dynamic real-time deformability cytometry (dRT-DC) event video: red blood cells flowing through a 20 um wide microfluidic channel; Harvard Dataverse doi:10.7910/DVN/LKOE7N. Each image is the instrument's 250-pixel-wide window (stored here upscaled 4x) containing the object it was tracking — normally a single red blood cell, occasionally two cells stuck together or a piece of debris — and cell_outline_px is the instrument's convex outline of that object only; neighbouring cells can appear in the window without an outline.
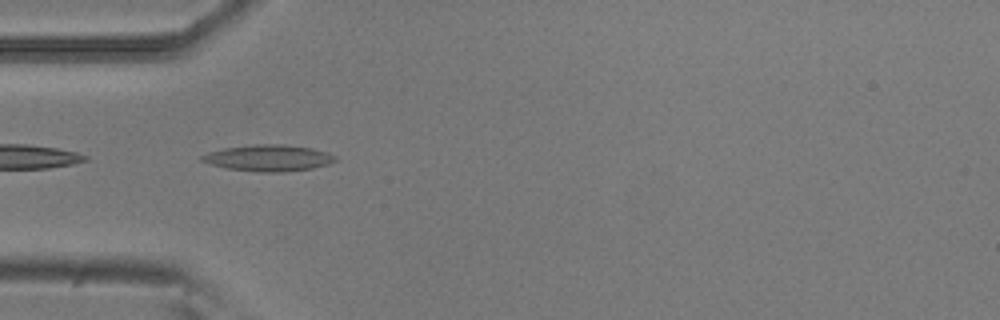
{"species": "common noctule bat (a hibernating species)", "species_latin": "Nyctalus noctula", "temperature_condition": "room temperature", "stored_images_in_passage": 30, "camera_frame_rate_fps": 3000, "um_per_image_px": 0.085, "animal": {"sex": "male", "body_mass_g": 20.5, "forearm_length_mm": 52.5}, "frame": {"image": 1, "passage_image": 5, "time_ms": 1.333, "image_size_px": [1000, 320], "cell_outline_px": [[336, 160], [328, 164], [312, 168], [284, 172], [260, 172], [228, 168], [212, 164], [200, 160], [200, 156], [208, 152], [224, 148], [252, 144], [280, 144], [312, 148], [328, 152], [336, 156]], "centroid_in_image_um": [22.83, 13.42], "position_along_channel_um": 62.2, "area_um2": 20.4}}
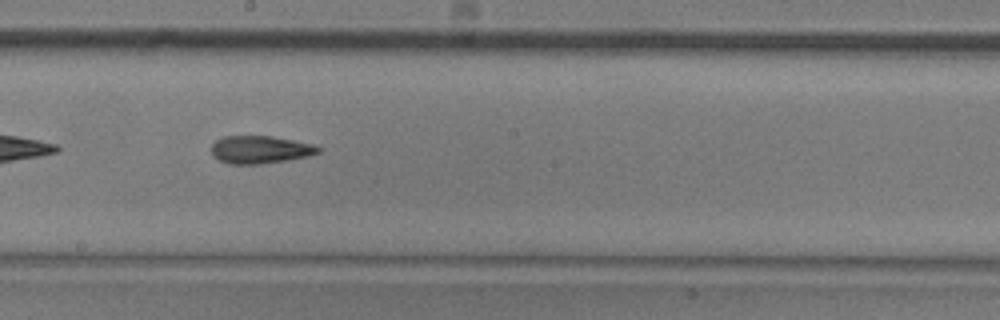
{"frame": {"image": 2, "passage_image": 18, "time_ms": 5.667, "image_size_px": [1000, 320], "cell_outline_px": [[320, 152], [308, 156], [288, 160], [260, 164], [228, 164], [212, 156], [212, 144], [216, 140], [224, 136], [272, 136], [312, 144], [320, 148]], "centroid_in_image_um": [22.09, 12.72], "position_along_channel_um": 226.1, "area_um2": 17.22}}
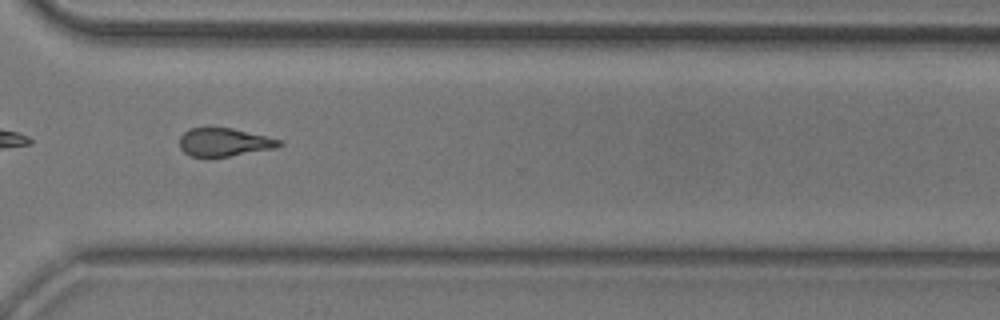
{"frame": {"image": 3, "passage_image": 28, "time_ms": 9.0, "image_size_px": [1000, 320], "cell_outline_px": [[284, 144], [276, 148], [208, 160], [192, 156], [184, 152], [180, 148], [180, 136], [184, 132], [192, 128], [208, 124], [232, 128], [284, 140]], "centroid_in_image_um": [19.04, 12.08], "position_along_channel_um": 351.6, "area_um2": 17.46}, "authors_computed_cell_mechanics": {"area_um2": 17.4556, "velocity_mm_per_s": 3.7879, "shape_relaxation_time_tau1_ms": null, "shape_relaxation_time_tau2_ms": 2.8111, "deformation_change_tau1": null, "deformation_change_tau2": 0.1131}}